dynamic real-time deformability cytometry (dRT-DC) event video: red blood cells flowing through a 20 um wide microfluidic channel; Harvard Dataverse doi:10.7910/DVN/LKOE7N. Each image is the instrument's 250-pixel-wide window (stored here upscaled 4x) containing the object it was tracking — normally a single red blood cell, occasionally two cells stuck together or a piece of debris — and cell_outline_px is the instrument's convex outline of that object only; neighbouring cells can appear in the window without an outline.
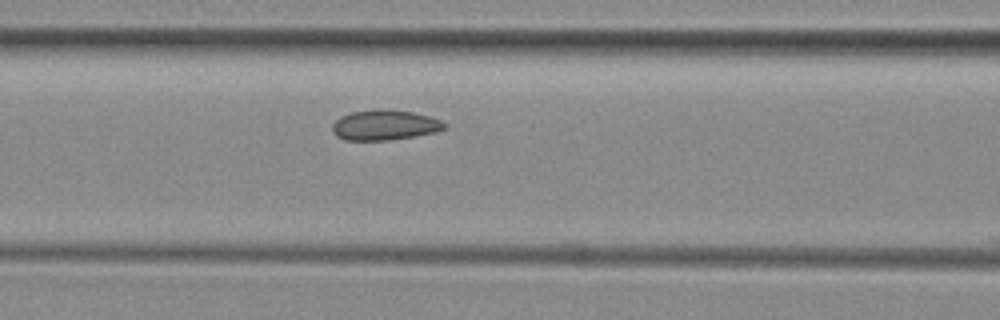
{"species": "common noctule bat (a hibernating species)", "species_latin": "Nyctalus noctula", "temperature_condition": "room temperature", "stored_images_in_passage": 7, "camera_frame_rate_fps": 3000, "um_per_image_px": 0.085, "animal": {"sex": "female", "body_mass_g": 29.2, "forearm_length_mm": 56.3}, "frame": {"image": 1, "passage_image": 7, "time_ms": 8.0, "image_size_px": [1000, 320], "cell_outline_px": [[448, 128], [436, 132], [388, 140], [344, 140], [336, 136], [332, 132], [332, 124], [340, 116], [352, 112], [376, 108], [384, 108], [412, 112], [428, 116], [440, 120], [448, 124]], "centroid_in_image_um": [32.69, 10.62], "position_along_channel_um": 133.9, "area_um2": 19.94}}